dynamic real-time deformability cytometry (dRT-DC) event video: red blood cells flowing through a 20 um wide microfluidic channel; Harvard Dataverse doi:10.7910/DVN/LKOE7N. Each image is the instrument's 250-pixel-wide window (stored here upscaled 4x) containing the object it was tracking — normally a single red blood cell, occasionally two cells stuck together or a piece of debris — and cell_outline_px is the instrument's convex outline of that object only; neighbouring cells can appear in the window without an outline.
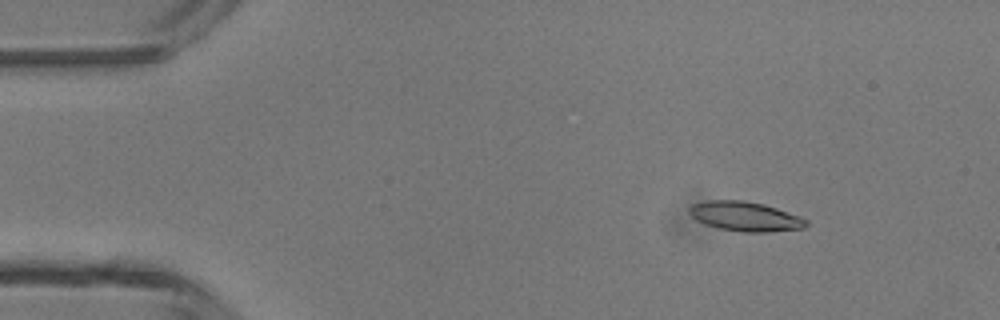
{"species": "common noctule bat (a hibernating species)", "species_latin": "Nyctalus noctula", "temperature_condition": "room temperature", "stored_images_in_passage": 47, "camera_frame_rate_fps": 3000, "um_per_image_px": 0.085, "animal": {"sex": "male", "body_mass_g": 13.3}, "frame": {"image": 1, "passage_image": 6, "time_ms": 1.667, "image_size_px": [1000, 320], "cell_outline_px": [[808, 224], [804, 228], [768, 232], [744, 232], [720, 228], [704, 224], [696, 220], [688, 212], [688, 208], [692, 204], [712, 200], [744, 200], [764, 204], [800, 216], [808, 220]], "centroid_in_image_um": [63.35, 18.39], "position_along_channel_um": 21.7, "area_um2": 20.11}}
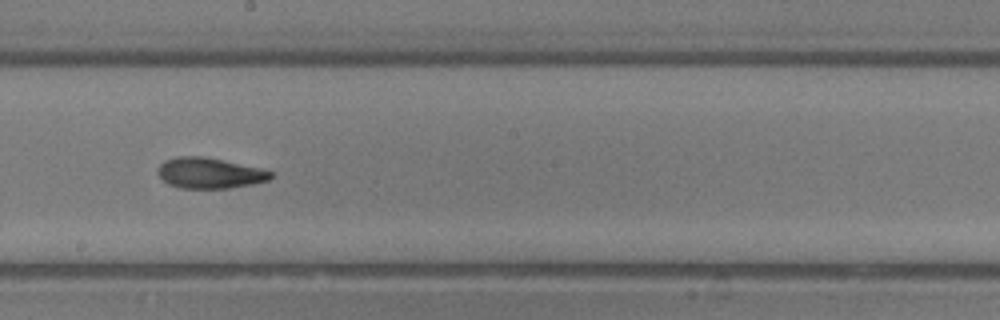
{"frame": {"image": 2, "passage_image": 26, "time_ms": 8.333, "image_size_px": [1000, 320], "cell_outline_px": [[272, 176], [268, 180], [252, 184], [228, 188], [180, 188], [168, 184], [156, 172], [156, 168], [164, 160], [176, 156], [204, 156], [260, 168], [272, 172]], "centroid_in_image_um": [17.76, 14.7], "position_along_channel_um": 230.4, "area_um2": 20.17}}
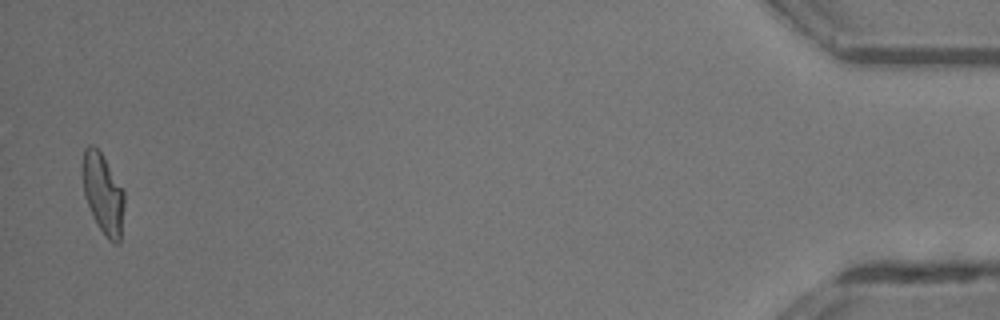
{"frame": {"image": 3, "passage_image": 46, "time_ms": 15.0, "image_size_px": [1000, 320], "cell_outline_px": [[124, 204], [120, 244], [116, 244], [108, 240], [104, 236], [92, 216], [84, 196], [80, 172], [80, 168], [84, 148], [88, 144], [92, 144], [100, 152], [124, 188]], "centroid_in_image_um": [8.73, 16.45], "position_along_channel_um": 426.5, "area_um2": 20.23}}